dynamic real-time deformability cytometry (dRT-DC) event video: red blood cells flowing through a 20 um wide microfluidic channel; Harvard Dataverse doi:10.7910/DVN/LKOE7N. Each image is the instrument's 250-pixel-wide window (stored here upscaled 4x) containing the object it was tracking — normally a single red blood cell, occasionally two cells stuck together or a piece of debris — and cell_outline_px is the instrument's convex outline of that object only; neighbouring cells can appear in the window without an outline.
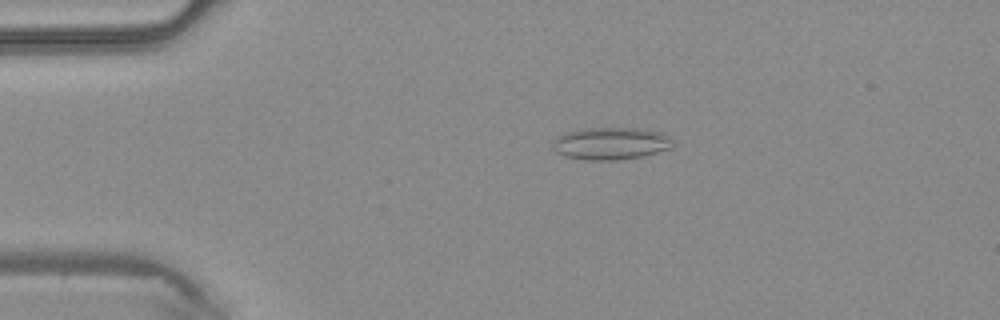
{"species": "common noctule bat (a hibernating species)", "species_latin": "Nyctalus noctula", "temperature_condition": "warm", "stored_images_in_passage": 3, "camera_frame_rate_fps": 3000, "um_per_image_px": 0.085, "animal": {"sex": "male", "body_mass_g": 20.4}, "frame": {"image": 1, "passage_image": 3, "time_ms": 0.667, "image_size_px": [1000, 320], "cell_outline_px": [[672, 144], [668, 148], [656, 152], [640, 156], [616, 160], [584, 160], [564, 156], [556, 152], [552, 148], [552, 144], [556, 136], [580, 128], [636, 128], [660, 132], [668, 136], [672, 140]], "centroid_in_image_um": [51.84, 12.19], "position_along_channel_um": 33.2, "area_um2": 22.48}}